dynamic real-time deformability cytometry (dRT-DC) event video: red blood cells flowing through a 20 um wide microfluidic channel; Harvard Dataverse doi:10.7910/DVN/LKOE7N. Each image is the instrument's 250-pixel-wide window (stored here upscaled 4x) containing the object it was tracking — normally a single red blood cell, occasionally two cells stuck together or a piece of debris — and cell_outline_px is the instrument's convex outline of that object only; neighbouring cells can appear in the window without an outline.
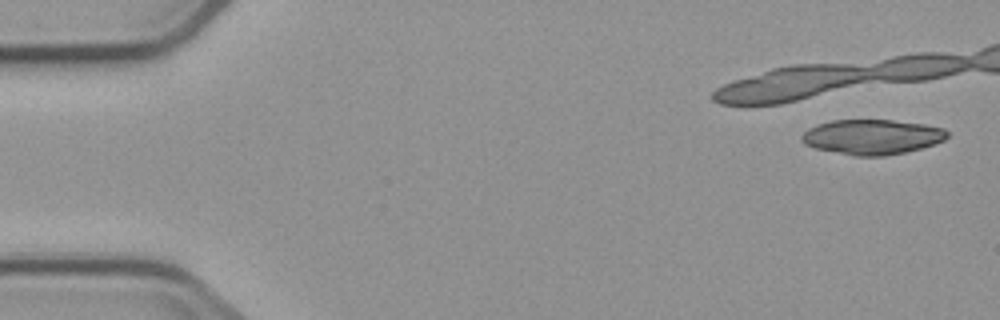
{"species": "common noctule bat (a hibernating species)", "species_latin": "Nyctalus noctula", "temperature_condition": "cold", "stored_images_in_passage": 10, "segment_of_instrument_passage": [1, 2], "camera_frame_rate_fps": 3000, "um_per_image_px": 0.085, "animal": {"sex": "male", "body_mass_g": 23.1, "forearm_length_mm": 52.7}, "frame": {"image": 1, "passage_image": 1, "time_ms": 0.0, "image_size_px": [1000, 320], "cell_outline_px": [[948, 136], [944, 140], [936, 144], [904, 152], [884, 156], [852, 156], [816, 148], [804, 144], [800, 140], [800, 136], [808, 128], [832, 120], [892, 120], [924, 124], [944, 128], [948, 132]], "centroid_in_image_um": [74.12, 11.64], "position_along_channel_um": 10.9, "area_um2": 29.71}}